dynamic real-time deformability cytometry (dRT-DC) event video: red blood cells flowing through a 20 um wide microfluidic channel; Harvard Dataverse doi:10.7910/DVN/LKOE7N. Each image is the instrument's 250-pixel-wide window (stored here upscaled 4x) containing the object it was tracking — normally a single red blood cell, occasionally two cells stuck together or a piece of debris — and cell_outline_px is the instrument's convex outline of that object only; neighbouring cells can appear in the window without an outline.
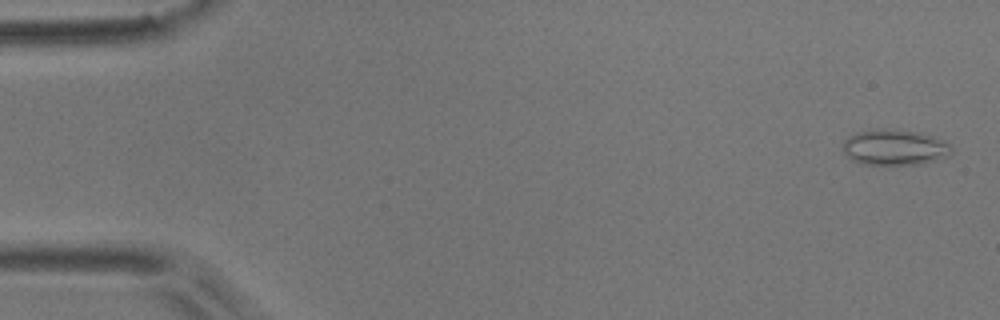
{"species": "common noctule bat (a hibernating species)", "species_latin": "Nyctalus noctula", "temperature_condition": "room temperature", "stored_images_in_passage": 7, "camera_frame_rate_fps": 3000, "um_per_image_px": 0.085, "animal": {"sex": "male", "body_mass_g": 17.9}, "frame": {"image": 1, "passage_image": 1, "time_ms": 0.0, "image_size_px": [1000, 320], "cell_outline_px": [[952, 152], [948, 156], [936, 160], [920, 164], [864, 164], [852, 160], [840, 148], [844, 140], [848, 136], [856, 132], [880, 128], [916, 132], [932, 136], [944, 140], [952, 148]], "centroid_in_image_um": [76.01, 12.52], "position_along_channel_um": 9.0, "area_um2": 22.6}}
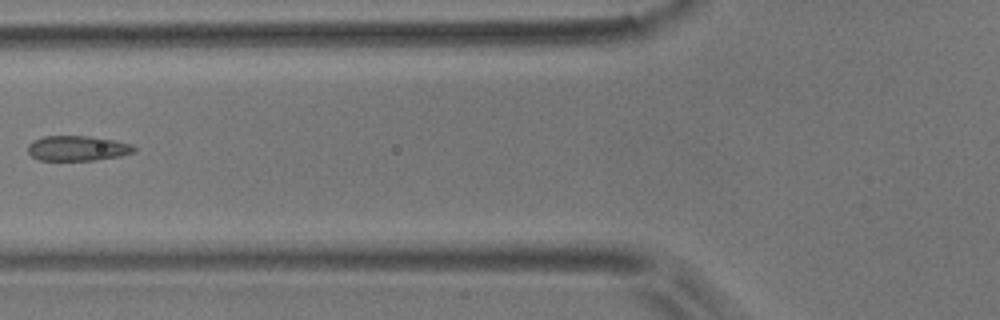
{"frame": {"image": 2, "passage_image": 6, "time_ms": 1.667, "image_size_px": [1000, 320], "cell_outline_px": [[136, 152], [120, 156], [96, 160], [40, 160], [32, 156], [28, 152], [28, 144], [32, 140], [44, 136], [88, 136], [116, 140], [132, 144], [136, 148]], "centroid_in_image_um": [6.61, 12.6], "position_along_channel_um": 119.2, "area_um2": 15.66}}
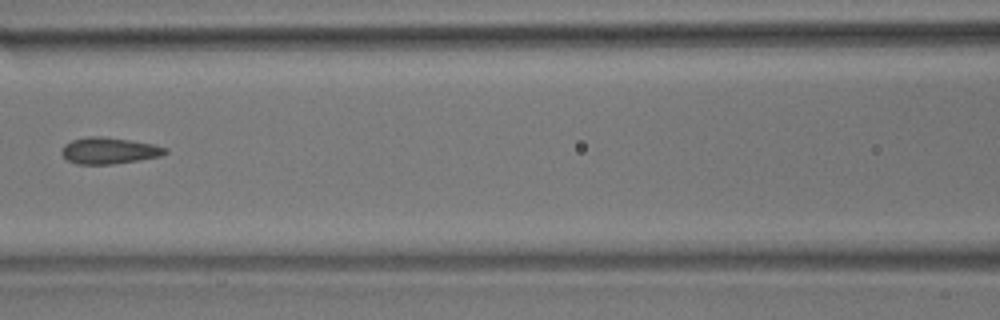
{"frame": {"image": 3, "passage_image": 7, "time_ms": 2.0, "image_size_px": [1000, 320], "cell_outline_px": [[168, 152], [160, 156], [112, 164], [76, 164], [68, 160], [60, 152], [64, 144], [72, 140], [88, 136], [100, 136], [128, 140], [152, 144], [168, 148]], "centroid_in_image_um": [9.24, 12.8], "position_along_channel_um": 157.4, "area_um2": 15.78}}